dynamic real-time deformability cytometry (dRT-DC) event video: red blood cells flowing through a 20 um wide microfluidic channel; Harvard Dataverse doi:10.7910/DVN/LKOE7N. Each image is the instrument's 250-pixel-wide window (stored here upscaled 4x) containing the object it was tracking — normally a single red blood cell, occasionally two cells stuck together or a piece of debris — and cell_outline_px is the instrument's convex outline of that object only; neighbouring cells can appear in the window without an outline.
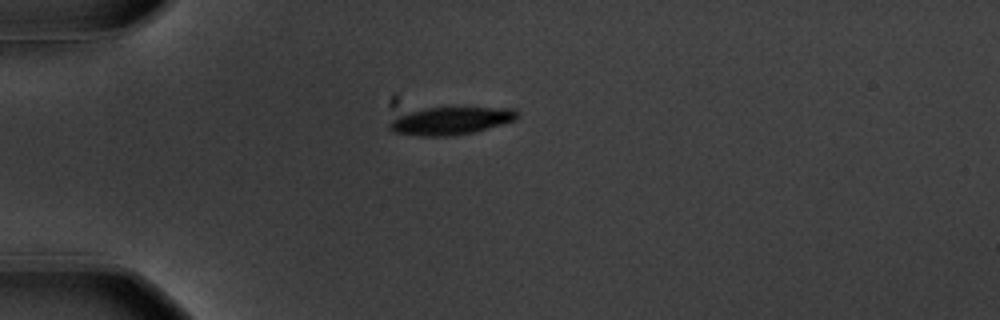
{"species": "common noctule bat (a hibernating species)", "species_latin": "Nyctalus noctula", "temperature_condition": "warm", "stored_images_in_passage": 43, "camera_frame_rate_fps": 3000, "um_per_image_px": 0.085, "animal": {"sex": "male", "body_mass_g": 20.1, "forearm_length_mm": 53.5}, "frame": {"image": 1, "passage_image": 1, "time_ms": 0.0, "image_size_px": [1000, 320], "cell_outline_px": [[520, 116], [516, 120], [488, 128], [472, 132], [448, 136], [420, 136], [392, 132], [388, 128], [388, 124], [392, 120], [408, 112], [428, 108], [512, 108]], "centroid_in_image_um": [38.3, 10.28], "position_along_channel_um": 46.7, "area_um2": 20.29}}
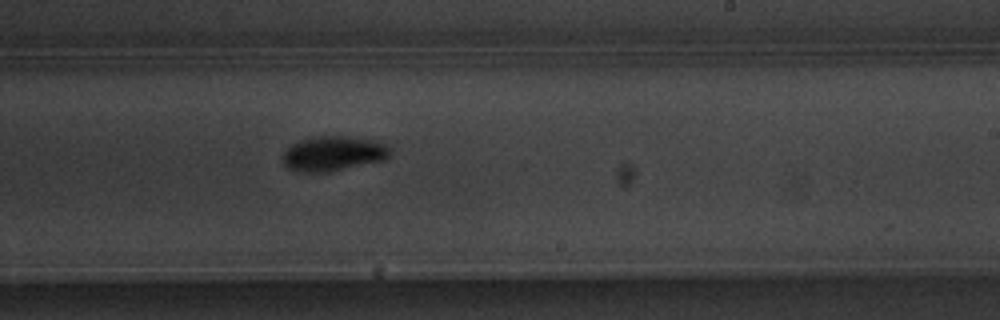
{"frame": {"image": 2, "passage_image": 21, "time_ms": 6.667, "image_size_px": [1000, 320], "cell_outline_px": [[392, 152], [384, 160], [328, 172], [300, 172], [288, 168], [284, 164], [280, 156], [292, 144], [300, 140], [316, 136], [352, 136], [376, 140], [388, 144]], "centroid_in_image_um": [28.35, 13.04], "position_along_channel_um": 260.7, "area_um2": 22.08}}
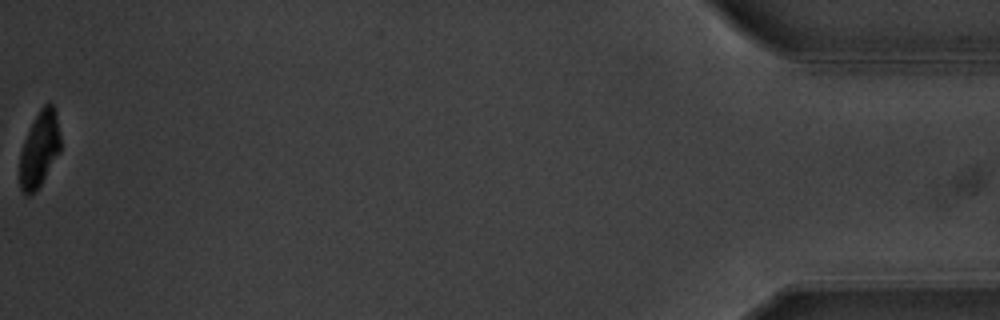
{"frame": {"image": 3, "passage_image": 43, "time_ms": 14.0, "image_size_px": [1000, 320], "cell_outline_px": [[60, 152], [40, 184], [28, 196], [20, 188], [20, 152], [24, 140], [40, 108], [48, 100], [52, 104], [56, 112], [60, 136]], "centroid_in_image_um": [3.36, 12.63], "position_along_channel_um": 431.8, "area_um2": 17.63}, "authors_computed_cell_mechanics": {"area_um2": 20.808, "velocity_mm_per_s": 3.5569, "shape_relaxation_time_tau1_ms": 1.8216, "shape_relaxation_time_tau2_ms": null, "deformation_change_tau1": 0.1498, "deformation_change_tau2": null}}